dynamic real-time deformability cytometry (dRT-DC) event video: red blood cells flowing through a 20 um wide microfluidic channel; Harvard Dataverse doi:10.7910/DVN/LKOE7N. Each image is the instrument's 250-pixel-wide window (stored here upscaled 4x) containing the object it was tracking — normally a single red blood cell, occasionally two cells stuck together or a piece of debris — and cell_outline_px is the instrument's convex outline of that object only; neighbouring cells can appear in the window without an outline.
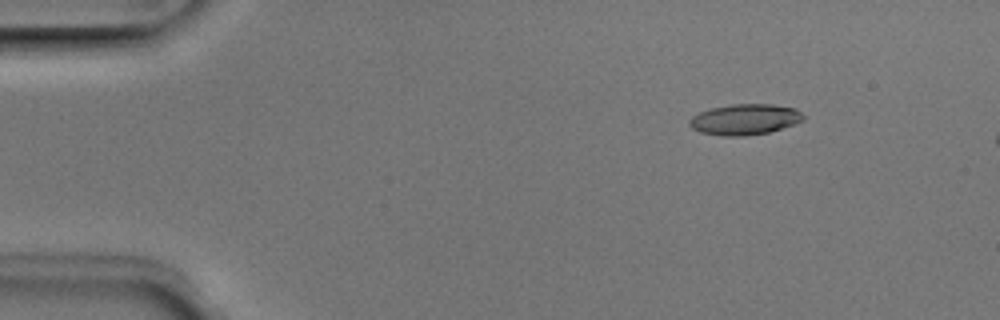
{"species": "Egyptian fruit bat (a non-hibernating species)", "species_latin": "Rousettus aegyptiacus", "temperature_condition": "room temperature", "stored_images_in_passage": 4, "camera_frame_rate_fps": 3000, "um_per_image_px": 0.085, "animal": {"sex": "male"}, "frame": {"image": 1, "passage_image": 2, "time_ms": 0.333, "image_size_px": [1000, 320], "cell_outline_px": [[804, 120], [768, 132], [744, 136], [724, 136], [700, 132], [692, 128], [688, 124], [688, 120], [692, 116], [700, 112], [712, 108], [732, 104], [772, 104], [796, 108], [804, 116]], "centroid_in_image_um": [63.28, 10.14], "position_along_channel_um": 21.7, "area_um2": 20.29}}